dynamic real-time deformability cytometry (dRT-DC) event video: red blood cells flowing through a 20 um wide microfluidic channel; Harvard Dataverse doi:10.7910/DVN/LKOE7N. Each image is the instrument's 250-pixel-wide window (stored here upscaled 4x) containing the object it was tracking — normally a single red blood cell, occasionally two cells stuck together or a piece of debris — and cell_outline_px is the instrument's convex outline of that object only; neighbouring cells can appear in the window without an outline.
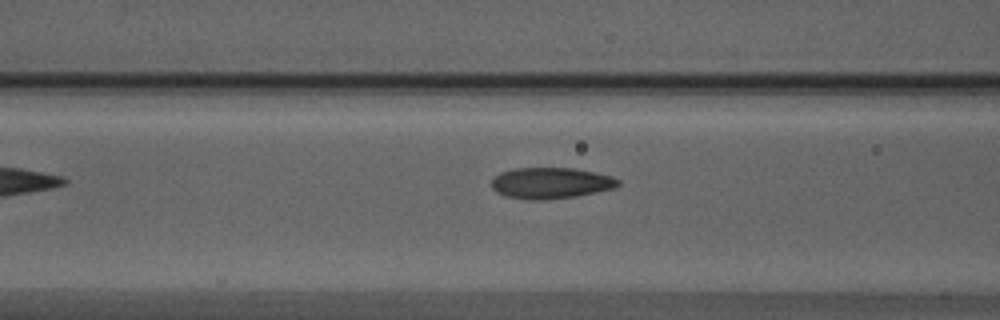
{"species": "Egyptian fruit bat (a non-hibernating species)", "species_latin": "Rousettus aegyptiacus", "temperature_condition": "warm", "stored_images_in_passage": 7, "camera_frame_rate_fps": 3000, "um_per_image_px": 0.085, "animal": {"sex": "male"}, "frame": {"image": 1, "passage_image": 5, "time_ms": 1.333, "image_size_px": [1000, 320], "cell_outline_px": [[620, 184], [616, 188], [576, 196], [540, 200], [528, 200], [504, 196], [496, 192], [492, 188], [492, 180], [500, 172], [516, 168], [572, 168], [612, 176], [620, 180]], "centroid_in_image_um": [46.81, 15.56], "position_along_channel_um": 119.8, "area_um2": 22.95}}